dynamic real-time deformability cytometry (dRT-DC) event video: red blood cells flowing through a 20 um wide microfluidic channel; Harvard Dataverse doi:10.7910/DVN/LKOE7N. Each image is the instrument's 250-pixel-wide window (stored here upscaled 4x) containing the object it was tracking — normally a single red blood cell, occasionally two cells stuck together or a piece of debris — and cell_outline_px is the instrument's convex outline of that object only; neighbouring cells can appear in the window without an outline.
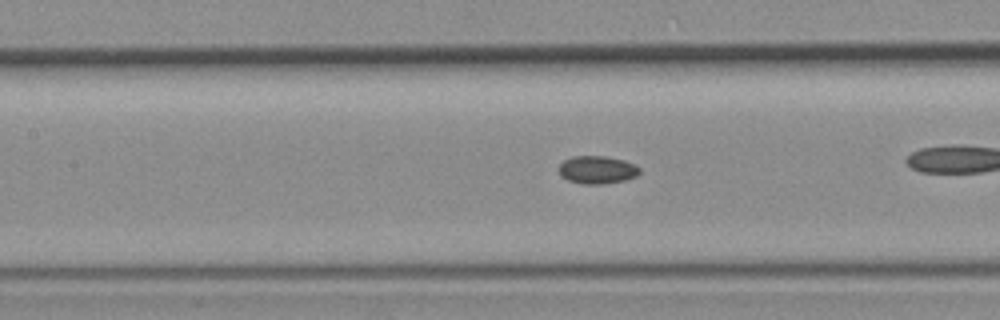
{"species": "common noctule bat (a hibernating species)", "species_latin": "Nyctalus noctula", "temperature_condition": "room temperature", "stored_images_in_passage": 37, "camera_frame_rate_fps": 3000, "um_per_image_px": 0.085, "animal": {"sex": "female", "body_mass_g": 19.3, "forearm_length_mm": 54.1}, "frame": {"image": 1, "passage_image": 16, "time_ms": 5.0, "image_size_px": [1000, 320], "cell_outline_px": [[640, 172], [636, 176], [624, 180], [600, 184], [580, 184], [568, 180], [560, 176], [560, 164], [564, 160], [572, 156], [604, 156], [624, 160], [636, 164], [640, 168]], "centroid_in_image_um": [50.76, 14.43], "position_along_channel_um": 156.6, "area_um2": 13.12}}